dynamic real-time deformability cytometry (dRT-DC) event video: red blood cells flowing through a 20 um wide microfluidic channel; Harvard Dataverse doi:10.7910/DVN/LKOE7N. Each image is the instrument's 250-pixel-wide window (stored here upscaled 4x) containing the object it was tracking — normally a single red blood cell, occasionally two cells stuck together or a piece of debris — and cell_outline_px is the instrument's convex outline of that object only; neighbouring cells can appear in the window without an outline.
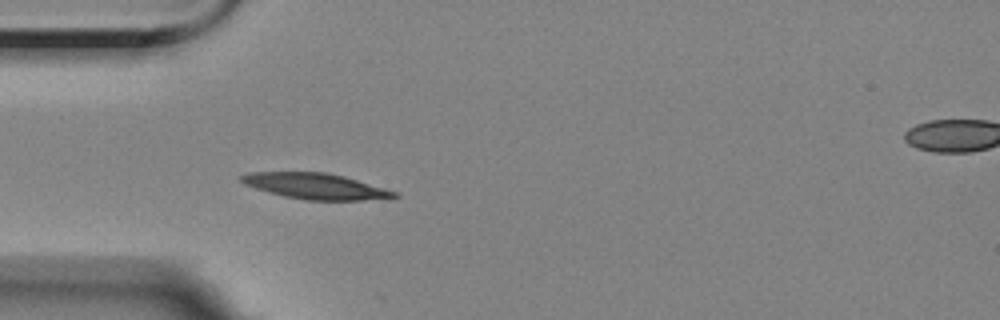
{"species": "Egyptian fruit bat (a non-hibernating species)", "species_latin": "Rousettus aegyptiacus", "temperature_condition": "room temperature", "stored_images_in_passage": 5, "segment_of_instrument_passage": [1, 2], "camera_frame_rate_fps": 3000, "um_per_image_px": 0.085, "animal": {"sex": "female"}, "frame": {"image": 1, "passage_image": 4, "time_ms": 3.667, "image_size_px": [1000, 320], "cell_outline_px": [[400, 196], [388, 200], [304, 200], [284, 196], [268, 192], [244, 184], [240, 180], [240, 176], [248, 172], [328, 172], [344, 176], [384, 188], [396, 192]], "centroid_in_image_um": [26.87, 15.83], "position_along_channel_um": 58.1, "area_um2": 23.18}}